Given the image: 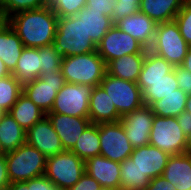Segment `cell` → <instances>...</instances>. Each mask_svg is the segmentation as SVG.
<instances>
[{
    "label": "cell",
    "instance_id": "obj_1",
    "mask_svg": "<svg viewBox=\"0 0 191 190\" xmlns=\"http://www.w3.org/2000/svg\"><path fill=\"white\" fill-rule=\"evenodd\" d=\"M58 16L49 6L21 11L8 18V24L25 47H43L54 43Z\"/></svg>",
    "mask_w": 191,
    "mask_h": 190
},
{
    "label": "cell",
    "instance_id": "obj_2",
    "mask_svg": "<svg viewBox=\"0 0 191 190\" xmlns=\"http://www.w3.org/2000/svg\"><path fill=\"white\" fill-rule=\"evenodd\" d=\"M54 47L62 57L95 52L97 45L86 34L83 17H58Z\"/></svg>",
    "mask_w": 191,
    "mask_h": 190
},
{
    "label": "cell",
    "instance_id": "obj_3",
    "mask_svg": "<svg viewBox=\"0 0 191 190\" xmlns=\"http://www.w3.org/2000/svg\"><path fill=\"white\" fill-rule=\"evenodd\" d=\"M61 71L65 82L99 86L107 73L106 63L97 51L62 57Z\"/></svg>",
    "mask_w": 191,
    "mask_h": 190
},
{
    "label": "cell",
    "instance_id": "obj_4",
    "mask_svg": "<svg viewBox=\"0 0 191 190\" xmlns=\"http://www.w3.org/2000/svg\"><path fill=\"white\" fill-rule=\"evenodd\" d=\"M5 158L11 183L25 182L45 173L47 158L27 143L5 153Z\"/></svg>",
    "mask_w": 191,
    "mask_h": 190
},
{
    "label": "cell",
    "instance_id": "obj_5",
    "mask_svg": "<svg viewBox=\"0 0 191 190\" xmlns=\"http://www.w3.org/2000/svg\"><path fill=\"white\" fill-rule=\"evenodd\" d=\"M149 145L158 147L169 155L191 151V142L183 134L176 117L155 115L150 132Z\"/></svg>",
    "mask_w": 191,
    "mask_h": 190
},
{
    "label": "cell",
    "instance_id": "obj_6",
    "mask_svg": "<svg viewBox=\"0 0 191 190\" xmlns=\"http://www.w3.org/2000/svg\"><path fill=\"white\" fill-rule=\"evenodd\" d=\"M189 48L176 21L173 20L157 24L153 44L149 50L175 67L182 65Z\"/></svg>",
    "mask_w": 191,
    "mask_h": 190
},
{
    "label": "cell",
    "instance_id": "obj_7",
    "mask_svg": "<svg viewBox=\"0 0 191 190\" xmlns=\"http://www.w3.org/2000/svg\"><path fill=\"white\" fill-rule=\"evenodd\" d=\"M85 172V161L65 150L48 157L44 175L61 190L75 185Z\"/></svg>",
    "mask_w": 191,
    "mask_h": 190
},
{
    "label": "cell",
    "instance_id": "obj_8",
    "mask_svg": "<svg viewBox=\"0 0 191 190\" xmlns=\"http://www.w3.org/2000/svg\"><path fill=\"white\" fill-rule=\"evenodd\" d=\"M100 86L109 95V98L121 116L137 110L144 105L142 92L135 82L120 79L106 73Z\"/></svg>",
    "mask_w": 191,
    "mask_h": 190
},
{
    "label": "cell",
    "instance_id": "obj_9",
    "mask_svg": "<svg viewBox=\"0 0 191 190\" xmlns=\"http://www.w3.org/2000/svg\"><path fill=\"white\" fill-rule=\"evenodd\" d=\"M65 83L61 70L41 73L40 77L23 84V93L47 114L54 105L58 91Z\"/></svg>",
    "mask_w": 191,
    "mask_h": 190
},
{
    "label": "cell",
    "instance_id": "obj_10",
    "mask_svg": "<svg viewBox=\"0 0 191 190\" xmlns=\"http://www.w3.org/2000/svg\"><path fill=\"white\" fill-rule=\"evenodd\" d=\"M92 86L65 83L58 91L49 113H59L75 117L89 116V98Z\"/></svg>",
    "mask_w": 191,
    "mask_h": 190
},
{
    "label": "cell",
    "instance_id": "obj_11",
    "mask_svg": "<svg viewBox=\"0 0 191 190\" xmlns=\"http://www.w3.org/2000/svg\"><path fill=\"white\" fill-rule=\"evenodd\" d=\"M100 155L112 161L122 162L129 158L134 150L126 137L120 121L99 124Z\"/></svg>",
    "mask_w": 191,
    "mask_h": 190
},
{
    "label": "cell",
    "instance_id": "obj_12",
    "mask_svg": "<svg viewBox=\"0 0 191 190\" xmlns=\"http://www.w3.org/2000/svg\"><path fill=\"white\" fill-rule=\"evenodd\" d=\"M96 51L107 64L126 54L146 53L147 49L114 24L97 44Z\"/></svg>",
    "mask_w": 191,
    "mask_h": 190
},
{
    "label": "cell",
    "instance_id": "obj_13",
    "mask_svg": "<svg viewBox=\"0 0 191 190\" xmlns=\"http://www.w3.org/2000/svg\"><path fill=\"white\" fill-rule=\"evenodd\" d=\"M154 116L150 107L146 105L121 116L119 121L124 127L127 139L134 148L149 145Z\"/></svg>",
    "mask_w": 191,
    "mask_h": 190
},
{
    "label": "cell",
    "instance_id": "obj_14",
    "mask_svg": "<svg viewBox=\"0 0 191 190\" xmlns=\"http://www.w3.org/2000/svg\"><path fill=\"white\" fill-rule=\"evenodd\" d=\"M26 143L37 148L46 158L65 151L47 116L26 131Z\"/></svg>",
    "mask_w": 191,
    "mask_h": 190
},
{
    "label": "cell",
    "instance_id": "obj_15",
    "mask_svg": "<svg viewBox=\"0 0 191 190\" xmlns=\"http://www.w3.org/2000/svg\"><path fill=\"white\" fill-rule=\"evenodd\" d=\"M64 150H71L84 129L91 123L89 117H75L59 113H47Z\"/></svg>",
    "mask_w": 191,
    "mask_h": 190
},
{
    "label": "cell",
    "instance_id": "obj_16",
    "mask_svg": "<svg viewBox=\"0 0 191 190\" xmlns=\"http://www.w3.org/2000/svg\"><path fill=\"white\" fill-rule=\"evenodd\" d=\"M169 156L168 153L160 150L158 147L146 145L134 148L130 158L151 180L162 175Z\"/></svg>",
    "mask_w": 191,
    "mask_h": 190
},
{
    "label": "cell",
    "instance_id": "obj_17",
    "mask_svg": "<svg viewBox=\"0 0 191 190\" xmlns=\"http://www.w3.org/2000/svg\"><path fill=\"white\" fill-rule=\"evenodd\" d=\"M115 25L121 31L138 40L147 50L153 44L157 23L146 14L140 11L136 12L118 20Z\"/></svg>",
    "mask_w": 191,
    "mask_h": 190
},
{
    "label": "cell",
    "instance_id": "obj_18",
    "mask_svg": "<svg viewBox=\"0 0 191 190\" xmlns=\"http://www.w3.org/2000/svg\"><path fill=\"white\" fill-rule=\"evenodd\" d=\"M85 172L93 177L101 186L120 189V163L102 155L85 161Z\"/></svg>",
    "mask_w": 191,
    "mask_h": 190
},
{
    "label": "cell",
    "instance_id": "obj_19",
    "mask_svg": "<svg viewBox=\"0 0 191 190\" xmlns=\"http://www.w3.org/2000/svg\"><path fill=\"white\" fill-rule=\"evenodd\" d=\"M88 117L93 124L114 123L121 119L109 95L100 85L92 88Z\"/></svg>",
    "mask_w": 191,
    "mask_h": 190
},
{
    "label": "cell",
    "instance_id": "obj_20",
    "mask_svg": "<svg viewBox=\"0 0 191 190\" xmlns=\"http://www.w3.org/2000/svg\"><path fill=\"white\" fill-rule=\"evenodd\" d=\"M162 176L177 190H191V151L170 155Z\"/></svg>",
    "mask_w": 191,
    "mask_h": 190
},
{
    "label": "cell",
    "instance_id": "obj_21",
    "mask_svg": "<svg viewBox=\"0 0 191 190\" xmlns=\"http://www.w3.org/2000/svg\"><path fill=\"white\" fill-rule=\"evenodd\" d=\"M137 85L142 92V101L146 106H150L153 102L174 93V90L179 88L173 70L161 79L138 80Z\"/></svg>",
    "mask_w": 191,
    "mask_h": 190
},
{
    "label": "cell",
    "instance_id": "obj_22",
    "mask_svg": "<svg viewBox=\"0 0 191 190\" xmlns=\"http://www.w3.org/2000/svg\"><path fill=\"white\" fill-rule=\"evenodd\" d=\"M146 53L126 54L106 64L107 74L137 83Z\"/></svg>",
    "mask_w": 191,
    "mask_h": 190
},
{
    "label": "cell",
    "instance_id": "obj_23",
    "mask_svg": "<svg viewBox=\"0 0 191 190\" xmlns=\"http://www.w3.org/2000/svg\"><path fill=\"white\" fill-rule=\"evenodd\" d=\"M185 0H140L139 11L157 24L173 21Z\"/></svg>",
    "mask_w": 191,
    "mask_h": 190
},
{
    "label": "cell",
    "instance_id": "obj_24",
    "mask_svg": "<svg viewBox=\"0 0 191 190\" xmlns=\"http://www.w3.org/2000/svg\"><path fill=\"white\" fill-rule=\"evenodd\" d=\"M24 47L21 39L7 23L0 30V59L5 63L10 73L15 70Z\"/></svg>",
    "mask_w": 191,
    "mask_h": 190
},
{
    "label": "cell",
    "instance_id": "obj_25",
    "mask_svg": "<svg viewBox=\"0 0 191 190\" xmlns=\"http://www.w3.org/2000/svg\"><path fill=\"white\" fill-rule=\"evenodd\" d=\"M26 144V131L9 112L0 118V145L5 153Z\"/></svg>",
    "mask_w": 191,
    "mask_h": 190
},
{
    "label": "cell",
    "instance_id": "obj_26",
    "mask_svg": "<svg viewBox=\"0 0 191 190\" xmlns=\"http://www.w3.org/2000/svg\"><path fill=\"white\" fill-rule=\"evenodd\" d=\"M40 65L39 47H24L17 61L16 68L11 74L20 83L24 84L41 76Z\"/></svg>",
    "mask_w": 191,
    "mask_h": 190
},
{
    "label": "cell",
    "instance_id": "obj_27",
    "mask_svg": "<svg viewBox=\"0 0 191 190\" xmlns=\"http://www.w3.org/2000/svg\"><path fill=\"white\" fill-rule=\"evenodd\" d=\"M76 16L83 17L86 34L96 45L114 25L111 17L104 15V12L91 11V8L86 6Z\"/></svg>",
    "mask_w": 191,
    "mask_h": 190
},
{
    "label": "cell",
    "instance_id": "obj_28",
    "mask_svg": "<svg viewBox=\"0 0 191 190\" xmlns=\"http://www.w3.org/2000/svg\"><path fill=\"white\" fill-rule=\"evenodd\" d=\"M8 112L25 131L46 116V113L35 105L24 93L19 96Z\"/></svg>",
    "mask_w": 191,
    "mask_h": 190
},
{
    "label": "cell",
    "instance_id": "obj_29",
    "mask_svg": "<svg viewBox=\"0 0 191 190\" xmlns=\"http://www.w3.org/2000/svg\"><path fill=\"white\" fill-rule=\"evenodd\" d=\"M188 93L180 88L174 90V93L153 102L149 107L154 115L160 117H178L186 108Z\"/></svg>",
    "mask_w": 191,
    "mask_h": 190
},
{
    "label": "cell",
    "instance_id": "obj_30",
    "mask_svg": "<svg viewBox=\"0 0 191 190\" xmlns=\"http://www.w3.org/2000/svg\"><path fill=\"white\" fill-rule=\"evenodd\" d=\"M70 151L83 161L100 155L99 124L90 123Z\"/></svg>",
    "mask_w": 191,
    "mask_h": 190
},
{
    "label": "cell",
    "instance_id": "obj_31",
    "mask_svg": "<svg viewBox=\"0 0 191 190\" xmlns=\"http://www.w3.org/2000/svg\"><path fill=\"white\" fill-rule=\"evenodd\" d=\"M120 190H145L150 179L129 157L120 162Z\"/></svg>",
    "mask_w": 191,
    "mask_h": 190
},
{
    "label": "cell",
    "instance_id": "obj_32",
    "mask_svg": "<svg viewBox=\"0 0 191 190\" xmlns=\"http://www.w3.org/2000/svg\"><path fill=\"white\" fill-rule=\"evenodd\" d=\"M172 70L173 66L166 59L154 54L150 50H147L138 80L161 79Z\"/></svg>",
    "mask_w": 191,
    "mask_h": 190
},
{
    "label": "cell",
    "instance_id": "obj_33",
    "mask_svg": "<svg viewBox=\"0 0 191 190\" xmlns=\"http://www.w3.org/2000/svg\"><path fill=\"white\" fill-rule=\"evenodd\" d=\"M23 93V84L12 74L0 79V109L8 112Z\"/></svg>",
    "mask_w": 191,
    "mask_h": 190
},
{
    "label": "cell",
    "instance_id": "obj_34",
    "mask_svg": "<svg viewBox=\"0 0 191 190\" xmlns=\"http://www.w3.org/2000/svg\"><path fill=\"white\" fill-rule=\"evenodd\" d=\"M41 73H53L61 70L62 55L54 45L39 47Z\"/></svg>",
    "mask_w": 191,
    "mask_h": 190
},
{
    "label": "cell",
    "instance_id": "obj_35",
    "mask_svg": "<svg viewBox=\"0 0 191 190\" xmlns=\"http://www.w3.org/2000/svg\"><path fill=\"white\" fill-rule=\"evenodd\" d=\"M3 13L9 18L15 13L46 6L41 0H1Z\"/></svg>",
    "mask_w": 191,
    "mask_h": 190
},
{
    "label": "cell",
    "instance_id": "obj_36",
    "mask_svg": "<svg viewBox=\"0 0 191 190\" xmlns=\"http://www.w3.org/2000/svg\"><path fill=\"white\" fill-rule=\"evenodd\" d=\"M87 0H53L49 7L58 17H71L86 6Z\"/></svg>",
    "mask_w": 191,
    "mask_h": 190
},
{
    "label": "cell",
    "instance_id": "obj_37",
    "mask_svg": "<svg viewBox=\"0 0 191 190\" xmlns=\"http://www.w3.org/2000/svg\"><path fill=\"white\" fill-rule=\"evenodd\" d=\"M140 0H116L111 12L113 24L126 16L139 12Z\"/></svg>",
    "mask_w": 191,
    "mask_h": 190
},
{
    "label": "cell",
    "instance_id": "obj_38",
    "mask_svg": "<svg viewBox=\"0 0 191 190\" xmlns=\"http://www.w3.org/2000/svg\"><path fill=\"white\" fill-rule=\"evenodd\" d=\"M174 20L179 27L180 34L191 47V5L185 1Z\"/></svg>",
    "mask_w": 191,
    "mask_h": 190
},
{
    "label": "cell",
    "instance_id": "obj_39",
    "mask_svg": "<svg viewBox=\"0 0 191 190\" xmlns=\"http://www.w3.org/2000/svg\"><path fill=\"white\" fill-rule=\"evenodd\" d=\"M29 190H61L45 175L24 182Z\"/></svg>",
    "mask_w": 191,
    "mask_h": 190
},
{
    "label": "cell",
    "instance_id": "obj_40",
    "mask_svg": "<svg viewBox=\"0 0 191 190\" xmlns=\"http://www.w3.org/2000/svg\"><path fill=\"white\" fill-rule=\"evenodd\" d=\"M116 0H87L86 7L91 11L104 12V15L111 17L112 9Z\"/></svg>",
    "mask_w": 191,
    "mask_h": 190
},
{
    "label": "cell",
    "instance_id": "obj_41",
    "mask_svg": "<svg viewBox=\"0 0 191 190\" xmlns=\"http://www.w3.org/2000/svg\"><path fill=\"white\" fill-rule=\"evenodd\" d=\"M173 71L176 76L179 88L182 91L191 93V73L186 71L181 66L173 67Z\"/></svg>",
    "mask_w": 191,
    "mask_h": 190
},
{
    "label": "cell",
    "instance_id": "obj_42",
    "mask_svg": "<svg viewBox=\"0 0 191 190\" xmlns=\"http://www.w3.org/2000/svg\"><path fill=\"white\" fill-rule=\"evenodd\" d=\"M100 187L101 185L93 177L84 172L79 181L66 190H99Z\"/></svg>",
    "mask_w": 191,
    "mask_h": 190
},
{
    "label": "cell",
    "instance_id": "obj_43",
    "mask_svg": "<svg viewBox=\"0 0 191 190\" xmlns=\"http://www.w3.org/2000/svg\"><path fill=\"white\" fill-rule=\"evenodd\" d=\"M145 190H177V188L167 181L162 175L152 178Z\"/></svg>",
    "mask_w": 191,
    "mask_h": 190
},
{
    "label": "cell",
    "instance_id": "obj_44",
    "mask_svg": "<svg viewBox=\"0 0 191 190\" xmlns=\"http://www.w3.org/2000/svg\"><path fill=\"white\" fill-rule=\"evenodd\" d=\"M177 118L178 124L183 131V134L191 142V113L183 111Z\"/></svg>",
    "mask_w": 191,
    "mask_h": 190
},
{
    "label": "cell",
    "instance_id": "obj_45",
    "mask_svg": "<svg viewBox=\"0 0 191 190\" xmlns=\"http://www.w3.org/2000/svg\"><path fill=\"white\" fill-rule=\"evenodd\" d=\"M11 184L9 180L5 155L0 157V190H6Z\"/></svg>",
    "mask_w": 191,
    "mask_h": 190
},
{
    "label": "cell",
    "instance_id": "obj_46",
    "mask_svg": "<svg viewBox=\"0 0 191 190\" xmlns=\"http://www.w3.org/2000/svg\"><path fill=\"white\" fill-rule=\"evenodd\" d=\"M181 67H183L186 71L191 73V47L187 51V54L184 58V62L182 63Z\"/></svg>",
    "mask_w": 191,
    "mask_h": 190
},
{
    "label": "cell",
    "instance_id": "obj_47",
    "mask_svg": "<svg viewBox=\"0 0 191 190\" xmlns=\"http://www.w3.org/2000/svg\"><path fill=\"white\" fill-rule=\"evenodd\" d=\"M6 190H29V188L24 182H14Z\"/></svg>",
    "mask_w": 191,
    "mask_h": 190
},
{
    "label": "cell",
    "instance_id": "obj_48",
    "mask_svg": "<svg viewBox=\"0 0 191 190\" xmlns=\"http://www.w3.org/2000/svg\"><path fill=\"white\" fill-rule=\"evenodd\" d=\"M11 75L10 71L5 66V63L0 59V79Z\"/></svg>",
    "mask_w": 191,
    "mask_h": 190
},
{
    "label": "cell",
    "instance_id": "obj_49",
    "mask_svg": "<svg viewBox=\"0 0 191 190\" xmlns=\"http://www.w3.org/2000/svg\"><path fill=\"white\" fill-rule=\"evenodd\" d=\"M185 111L191 113V93H188Z\"/></svg>",
    "mask_w": 191,
    "mask_h": 190
},
{
    "label": "cell",
    "instance_id": "obj_50",
    "mask_svg": "<svg viewBox=\"0 0 191 190\" xmlns=\"http://www.w3.org/2000/svg\"><path fill=\"white\" fill-rule=\"evenodd\" d=\"M8 23L7 17H0V30Z\"/></svg>",
    "mask_w": 191,
    "mask_h": 190
},
{
    "label": "cell",
    "instance_id": "obj_51",
    "mask_svg": "<svg viewBox=\"0 0 191 190\" xmlns=\"http://www.w3.org/2000/svg\"><path fill=\"white\" fill-rule=\"evenodd\" d=\"M99 190H120V189H115V188L107 187V186H101Z\"/></svg>",
    "mask_w": 191,
    "mask_h": 190
},
{
    "label": "cell",
    "instance_id": "obj_52",
    "mask_svg": "<svg viewBox=\"0 0 191 190\" xmlns=\"http://www.w3.org/2000/svg\"><path fill=\"white\" fill-rule=\"evenodd\" d=\"M46 6H49L53 0H41Z\"/></svg>",
    "mask_w": 191,
    "mask_h": 190
},
{
    "label": "cell",
    "instance_id": "obj_53",
    "mask_svg": "<svg viewBox=\"0 0 191 190\" xmlns=\"http://www.w3.org/2000/svg\"><path fill=\"white\" fill-rule=\"evenodd\" d=\"M0 17H7V16L3 13L2 5H1V0H0Z\"/></svg>",
    "mask_w": 191,
    "mask_h": 190
},
{
    "label": "cell",
    "instance_id": "obj_54",
    "mask_svg": "<svg viewBox=\"0 0 191 190\" xmlns=\"http://www.w3.org/2000/svg\"><path fill=\"white\" fill-rule=\"evenodd\" d=\"M5 155V152L2 150V147H1V145H0V157L1 156H4Z\"/></svg>",
    "mask_w": 191,
    "mask_h": 190
},
{
    "label": "cell",
    "instance_id": "obj_55",
    "mask_svg": "<svg viewBox=\"0 0 191 190\" xmlns=\"http://www.w3.org/2000/svg\"><path fill=\"white\" fill-rule=\"evenodd\" d=\"M5 112L2 110V109H0V118H1V116L4 114Z\"/></svg>",
    "mask_w": 191,
    "mask_h": 190
},
{
    "label": "cell",
    "instance_id": "obj_56",
    "mask_svg": "<svg viewBox=\"0 0 191 190\" xmlns=\"http://www.w3.org/2000/svg\"><path fill=\"white\" fill-rule=\"evenodd\" d=\"M189 5H191V0H185Z\"/></svg>",
    "mask_w": 191,
    "mask_h": 190
}]
</instances>
